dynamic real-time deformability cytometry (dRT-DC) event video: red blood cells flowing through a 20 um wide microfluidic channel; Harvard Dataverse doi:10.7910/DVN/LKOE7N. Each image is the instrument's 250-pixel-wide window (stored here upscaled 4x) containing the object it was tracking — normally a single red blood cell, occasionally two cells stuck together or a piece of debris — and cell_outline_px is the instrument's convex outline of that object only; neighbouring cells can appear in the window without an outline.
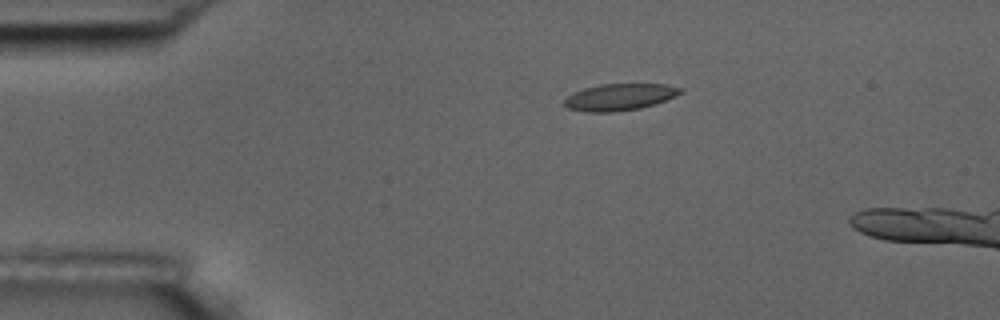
{"species": "common noctule bat (a hibernating species)", "species_latin": "Nyctalus noctula", "temperature_condition": "room temperature", "stored_images_in_passage": 4, "camera_frame_rate_fps": 3000, "um_per_image_px": 0.085, "animal": {"sex": "male", "body_mass_g": 17.5, "forearm_length_mm": 52.3}, "frame": {"image": 1, "passage_image": 2, "time_ms": 1.333, "image_size_px": [1000, 320], "cell_outline_px": [[684, 92], [676, 96], [640, 108], [612, 112], [588, 112], [568, 108], [564, 104], [564, 100], [568, 96], [584, 88], [600, 84], [664, 84], [684, 88]], "centroid_in_image_um": [52.69, 8.24], "position_along_channel_um": 32.3, "area_um2": 17.92}}